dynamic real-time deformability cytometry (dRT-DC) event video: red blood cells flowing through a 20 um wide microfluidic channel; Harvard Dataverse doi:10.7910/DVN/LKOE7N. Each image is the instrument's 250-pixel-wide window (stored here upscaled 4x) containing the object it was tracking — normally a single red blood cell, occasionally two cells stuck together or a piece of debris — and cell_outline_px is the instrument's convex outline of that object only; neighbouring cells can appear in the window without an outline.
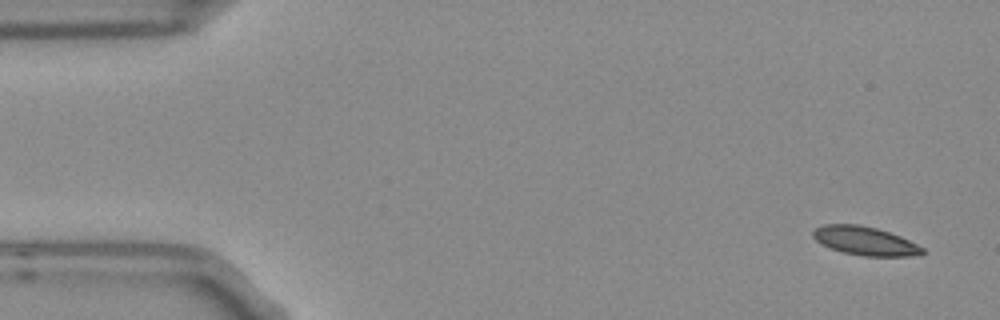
{"species": "Egyptian fruit bat (a non-hibernating species)", "species_latin": "Rousettus aegyptiacus", "temperature_condition": "room temperature", "stored_images_in_passage": 5, "camera_frame_rate_fps": 3000, "um_per_image_px": 0.085, "frame": {"image": 1, "passage_image": 1, "time_ms": 0.0, "image_size_px": [1000, 320], "cell_outline_px": [[924, 252], [920, 256], [864, 256], [844, 252], [832, 248], [816, 240], [812, 236], [812, 232], [816, 228], [824, 224], [860, 224], [876, 228], [900, 236], [924, 248]], "centroid_in_image_um": [73.55, 20.47], "position_along_channel_um": 11.5, "area_um2": 18.09}}